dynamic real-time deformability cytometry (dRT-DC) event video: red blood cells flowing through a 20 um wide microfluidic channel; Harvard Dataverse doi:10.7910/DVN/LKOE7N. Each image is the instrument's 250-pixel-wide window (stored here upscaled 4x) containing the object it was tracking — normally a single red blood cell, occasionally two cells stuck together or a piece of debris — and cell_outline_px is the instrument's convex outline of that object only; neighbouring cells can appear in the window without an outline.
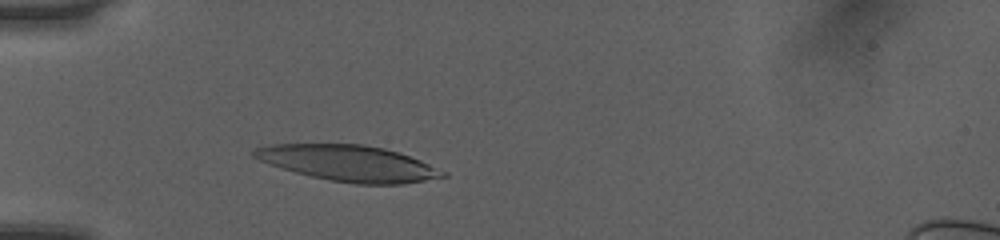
{"species": "human", "species_latin": "Homo sapiens", "temperature_condition": "room temperature", "stored_images_in_passage": 33, "camera_frame_rate_fps": 3000, "um_per_image_px": 0.085, "donor": {"sex": "female"}, "frame": {"image": 1, "passage_image": 4, "time_ms": 1.0, "image_size_px": [1000, 240], "cell_outline_px": [[448, 176], [400, 184], [356, 184], [332, 180], [312, 176], [280, 168], [268, 164], [252, 156], [248, 152], [256, 148], [268, 144], [364, 144], [384, 148], [420, 160], [448, 172]], "centroid_in_image_um": [29.6, 13.86], "position_along_channel_um": 55.4, "area_um2": 39.36}}
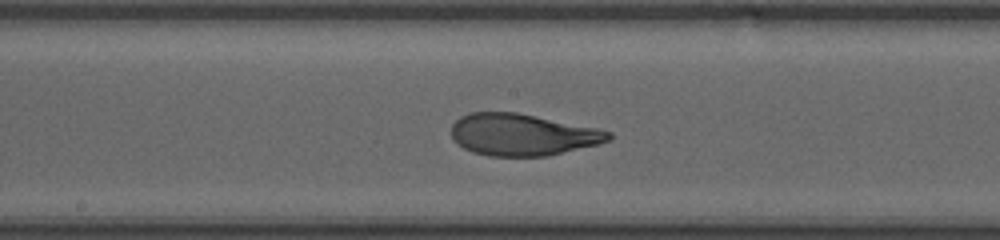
{"frame": {"image": 2, "passage_image": 16, "time_ms": 5.0, "image_size_px": [1000, 240], "cell_outline_px": [[612, 140], [600, 144], [548, 156], [488, 156], [472, 152], [456, 144], [452, 140], [452, 124], [460, 116], [472, 112], [516, 112], [596, 128], [612, 132]], "centroid_in_image_um": [44.4, 11.46], "position_along_channel_um": 203.8, "area_um2": 38.49}}
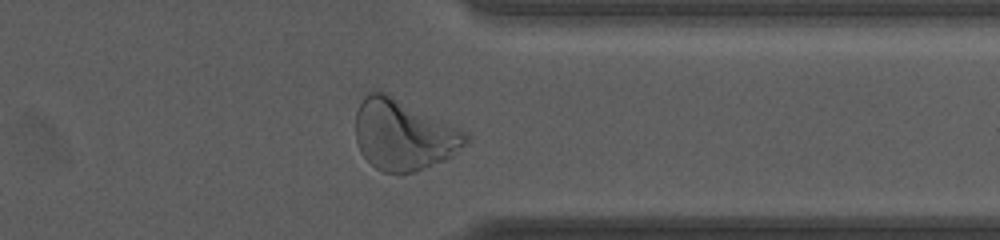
{"frame": {"image": 3, "passage_image": 29, "time_ms": 9.333, "image_size_px": [1000, 240], "cell_outline_px": [[468, 144], [452, 156], [424, 168], [412, 172], [384, 172], [376, 168], [360, 152], [356, 140], [356, 112], [364, 96], [368, 92], [384, 92], [460, 128], [468, 132]], "centroid_in_image_um": [34.31, 11.46], "position_along_channel_um": 377.1, "area_um2": 44.91}, "authors_computed_cell_mechanics": {"area_um2": 39.015, "velocity_mm_per_s": 4.056, "shape_relaxation_time_tau1_ms": 4.1342, "shape_relaxation_time_tau2_ms": 0.8998, "deformation_change_tau1": 0.2158, "deformation_change_tau2": 0.0751}}